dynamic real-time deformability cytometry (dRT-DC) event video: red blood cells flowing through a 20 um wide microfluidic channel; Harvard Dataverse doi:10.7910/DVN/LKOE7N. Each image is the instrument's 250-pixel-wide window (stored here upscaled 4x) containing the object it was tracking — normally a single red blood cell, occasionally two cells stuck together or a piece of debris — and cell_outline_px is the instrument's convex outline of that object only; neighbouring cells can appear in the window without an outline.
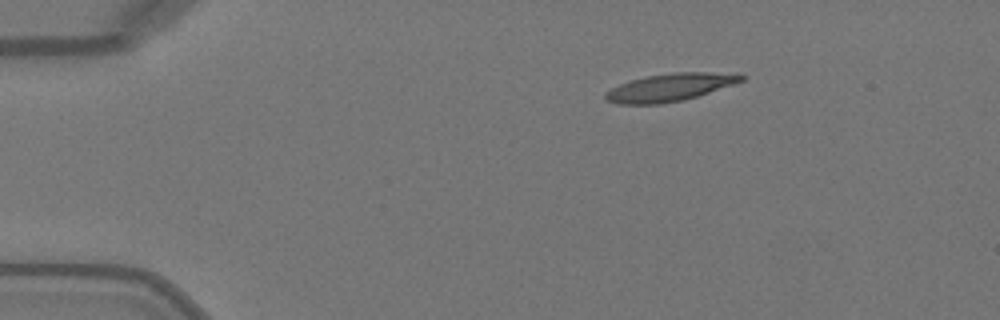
{"species": "Egyptian fruit bat (a non-hibernating species)", "species_latin": "Rousettus aegyptiacus", "temperature_condition": "warm", "stored_images_in_passage": 42, "camera_frame_rate_fps": 3000, "um_per_image_px": 0.085, "animal": {"sex": "female"}, "frame": {"image": 1, "passage_image": 1, "time_ms": 0.0, "image_size_px": [1000, 320], "cell_outline_px": [[748, 76], [744, 80], [684, 100], [660, 104], [616, 104], [608, 100], [604, 96], [604, 92], [620, 84], [632, 80], [648, 76], [672, 72], [708, 72]], "centroid_in_image_um": [56.89, 7.43], "position_along_channel_um": 28.1, "area_um2": 21.5}}
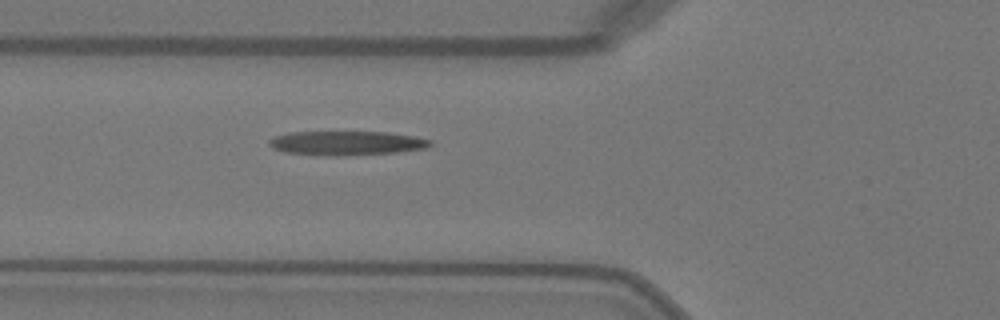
{"frame": {"image": 2, "passage_image": 11, "time_ms": 3.333, "image_size_px": [1000, 320], "cell_outline_px": [[432, 144], [428, 148], [396, 152], [348, 156], [324, 156], [284, 152], [272, 148], [268, 144], [268, 140], [276, 136], [288, 132], [384, 132], [416, 136], [432, 140]], "centroid_in_image_um": [29.46, 12.17], "position_along_channel_um": 96.3, "area_um2": 23.0}}
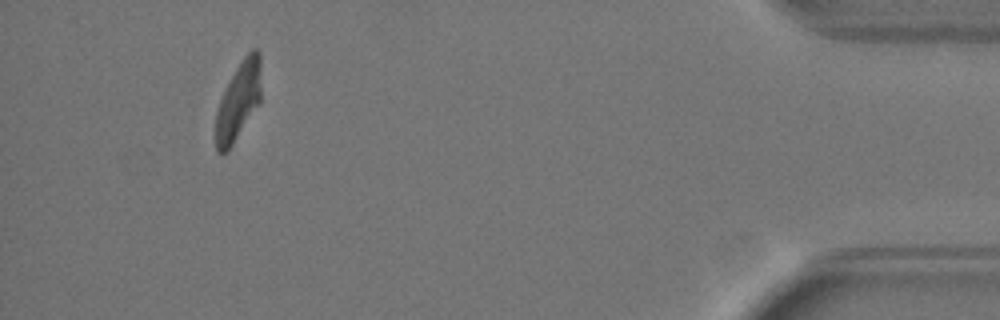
{"frame": {"image": 3, "passage_image": 39, "time_ms": 12.667, "image_size_px": [1000, 320], "cell_outline_px": [[260, 104], [228, 152], [216, 152], [216, 112], [220, 100], [236, 68], [244, 56], [252, 48], [256, 48], [260, 52]], "centroid_in_image_um": [20.28, 8.61], "position_along_channel_um": 414.9, "area_um2": 20.58}, "authors_computed_cell_mechanics": {"area_um2": 22.8021, "velocity_mm_per_s": 4.0794, "shape_relaxation_time_tau1_ms": 5.3164, "shape_relaxation_time_tau2_ms": 1.0236, "deformation_change_tau1": 0.2447, "deformation_change_tau2": 0.086}}